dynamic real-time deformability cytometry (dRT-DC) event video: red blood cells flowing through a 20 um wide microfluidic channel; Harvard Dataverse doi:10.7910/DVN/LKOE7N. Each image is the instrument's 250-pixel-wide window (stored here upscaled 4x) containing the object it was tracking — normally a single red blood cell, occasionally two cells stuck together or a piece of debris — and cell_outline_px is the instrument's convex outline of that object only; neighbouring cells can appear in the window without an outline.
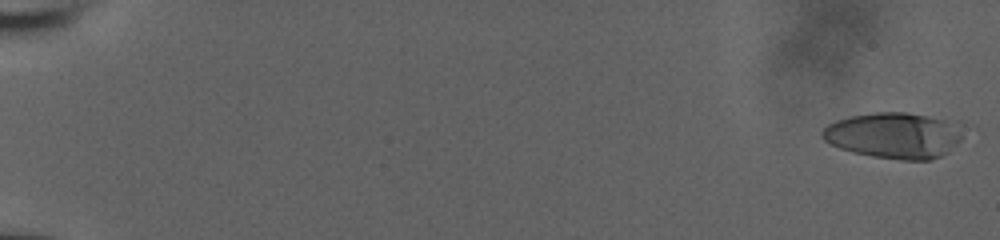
{"species": "human", "species_latin": "Homo sapiens", "temperature_condition": "room temperature", "stored_images_in_passage": 57, "camera_frame_rate_fps": 3000, "um_per_image_px": 0.085, "donor": {"sex": "male"}, "frame": {"image": 1, "passage_image": 1, "time_ms": 0.0, "image_size_px": [1000, 240], "cell_outline_px": [[964, 128], [960, 140], [948, 152], [940, 156], [928, 160], [900, 160], [872, 156], [852, 152], [840, 148], [824, 140], [820, 136], [820, 132], [828, 124], [836, 120], [852, 116], [876, 112], [904, 112], [956, 120], [964, 124]], "centroid_in_image_um": [76.06, 11.49], "position_along_channel_um": 8.9, "area_um2": 38.21}}
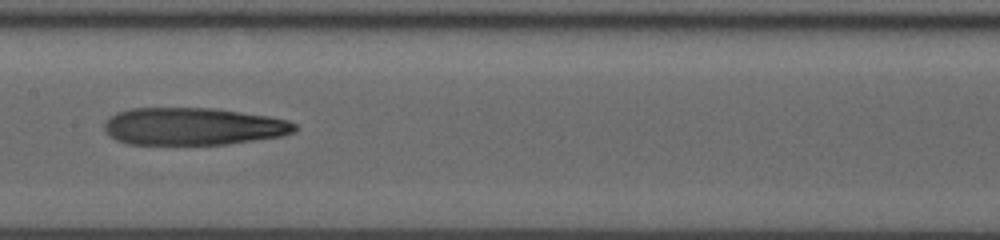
{"frame": {"image": 2, "passage_image": 32, "time_ms": 10.333, "image_size_px": [1000, 240], "cell_outline_px": [[296, 132], [284, 136], [224, 144], [128, 144], [116, 140], [104, 128], [104, 124], [108, 116], [116, 112], [128, 108], [212, 108], [268, 116], [288, 120], [296, 124]], "centroid_in_image_um": [16.41, 10.74], "position_along_channel_um": 191.0, "area_um2": 41.56}}
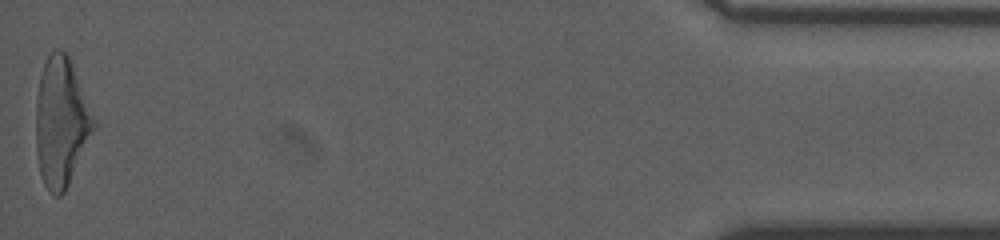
{"frame": {"image": 3, "passage_image": 57, "time_ms": 18.667, "image_size_px": [1000, 240], "cell_outline_px": [[100, 124], [64, 192], [60, 196], [52, 196], [44, 184], [40, 176], [36, 152], [36, 96], [40, 76], [44, 64], [48, 56], [56, 48], [68, 52]], "centroid_in_image_um": [5.26, 10.36], "position_along_channel_um": 429.9, "area_um2": 45.03}, "authors_computed_cell_mechanics": {"area_um2": 41.0958, "velocity_mm_per_s": 3.8692, "shape_relaxation_time_tau1_ms": null, "shape_relaxation_time_tau2_ms": 8.1565, "deformation_change_tau1": null, "deformation_change_tau2": 0.2601}}